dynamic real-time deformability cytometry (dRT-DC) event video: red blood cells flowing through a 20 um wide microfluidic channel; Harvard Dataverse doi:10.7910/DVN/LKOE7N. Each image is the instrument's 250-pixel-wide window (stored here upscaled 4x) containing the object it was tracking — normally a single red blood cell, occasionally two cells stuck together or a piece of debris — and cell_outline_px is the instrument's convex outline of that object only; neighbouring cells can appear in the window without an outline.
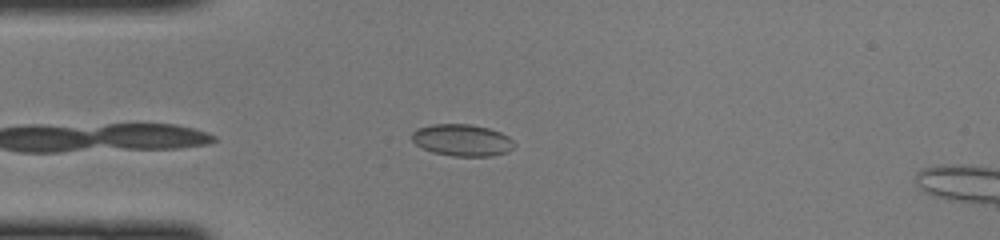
{"species": "common noctule bat (a hibernating species)", "species_latin": "Nyctalus noctula", "temperature_condition": "cold", "stored_images_in_passage": 33, "camera_frame_rate_fps": 3000, "um_per_image_px": 0.085, "animal": {"sex": "female", "body_mass_g": 22.0, "forearm_length_mm": 56.7}, "frame": {"image": 1, "passage_image": 11, "time_ms": 3.333, "image_size_px": [1000, 240], "cell_outline_px": [[516, 144], [508, 152], [492, 156], [452, 156], [432, 152], [416, 144], [412, 140], [412, 132], [416, 128], [432, 124], [468, 124], [488, 128], [500, 132], [508, 136]], "centroid_in_image_um": [39.28, 11.91], "position_along_channel_um": 45.7, "area_um2": 19.02}}
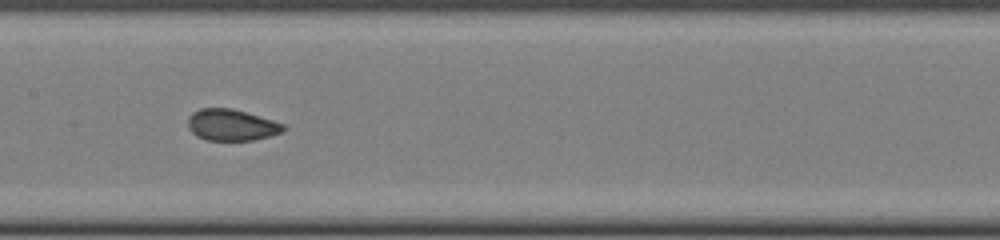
{"frame": {"image": 2, "passage_image": 22, "time_ms": 7.0, "image_size_px": [1000, 240], "cell_outline_px": [[288, 128], [284, 132], [252, 140], [204, 140], [196, 136], [188, 128], [188, 116], [192, 112], [200, 108], [232, 108], [272, 120], [284, 124]], "centroid_in_image_um": [19.66, 10.62], "position_along_channel_um": 187.7, "area_um2": 17.57}}
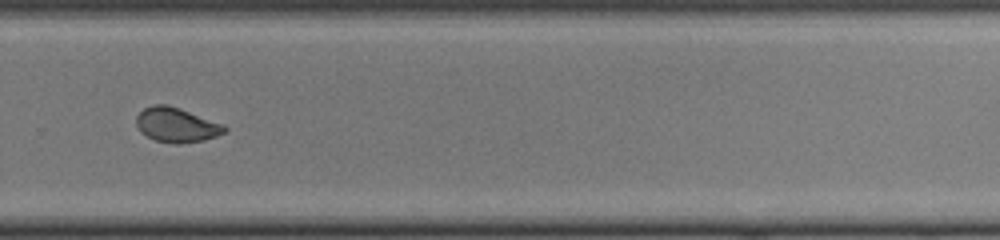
{"frame": {"image": 3, "passage_image": 31, "time_ms": 10.0, "image_size_px": [1000, 240], "cell_outline_px": [[228, 132], [204, 140], [180, 144], [176, 144], [156, 140], [140, 132], [136, 124], [136, 116], [144, 108], [152, 104], [168, 104], [180, 108], [224, 124], [228, 128]], "centroid_in_image_um": [15.02, 10.61], "position_along_channel_um": 314.8, "area_um2": 17.98}}